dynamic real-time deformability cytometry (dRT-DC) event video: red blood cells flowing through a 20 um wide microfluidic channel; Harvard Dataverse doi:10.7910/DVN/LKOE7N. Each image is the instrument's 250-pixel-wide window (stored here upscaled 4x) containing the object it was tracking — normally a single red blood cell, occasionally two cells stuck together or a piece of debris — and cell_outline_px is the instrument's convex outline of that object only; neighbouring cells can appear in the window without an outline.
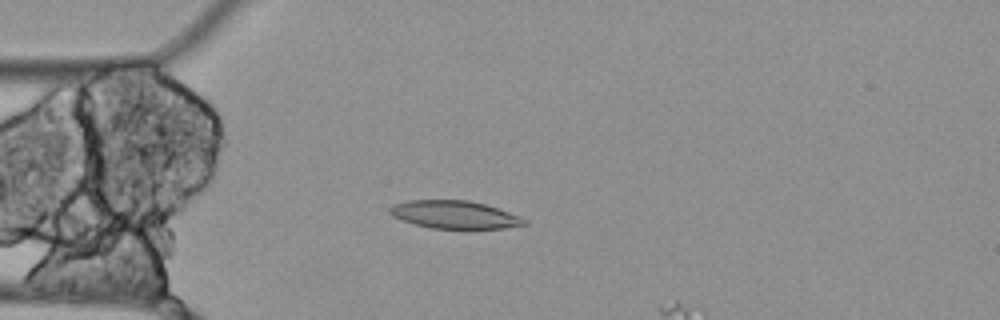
{"species": "Egyptian fruit bat (a non-hibernating species)", "species_latin": "Rousettus aegyptiacus", "temperature_condition": "cold", "stored_images_in_passage": 5, "camera_frame_rate_fps": 3000, "um_per_image_px": 0.085, "animal": {"sex": "female"}, "frame": {"image": 1, "passage_image": 3, "time_ms": 0.667, "image_size_px": [1000, 320], "cell_outline_px": [[528, 224], [504, 228], [432, 228], [400, 220], [392, 216], [388, 212], [388, 208], [392, 204], [408, 200], [468, 200], [484, 204], [520, 216], [528, 220]], "centroid_in_image_um": [38.6, 18.24], "position_along_channel_um": 46.4, "area_um2": 21.79}}